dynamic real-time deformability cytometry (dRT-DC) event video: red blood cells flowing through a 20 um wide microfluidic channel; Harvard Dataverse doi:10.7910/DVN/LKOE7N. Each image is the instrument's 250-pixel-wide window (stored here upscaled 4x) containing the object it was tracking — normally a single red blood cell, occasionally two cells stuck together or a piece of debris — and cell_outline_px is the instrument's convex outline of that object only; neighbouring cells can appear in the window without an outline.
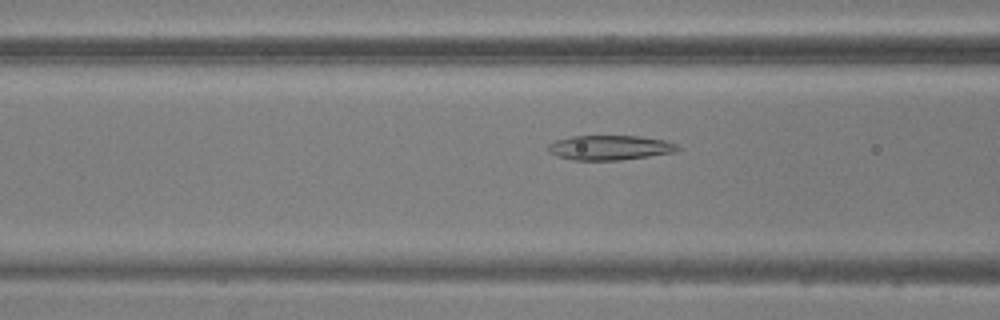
{"species": "common noctule bat (a hibernating species)", "species_latin": "Nyctalus noctula", "temperature_condition": "warm", "stored_images_in_passage": 41, "camera_frame_rate_fps": 3000, "um_per_image_px": 0.085, "animal": {"sex": "male", "body_mass_g": 20.5, "forearm_length_mm": 52.5}, "frame": {"image": 1, "passage_image": 12, "time_ms": 3.667, "image_size_px": [1000, 320], "cell_outline_px": [[680, 148], [676, 152], [620, 160], [572, 160], [548, 152], [548, 144], [556, 140], [572, 136], [640, 136], [664, 140], [676, 144]], "centroid_in_image_um": [51.84, 12.54], "position_along_channel_um": 114.8, "area_um2": 18.55}}
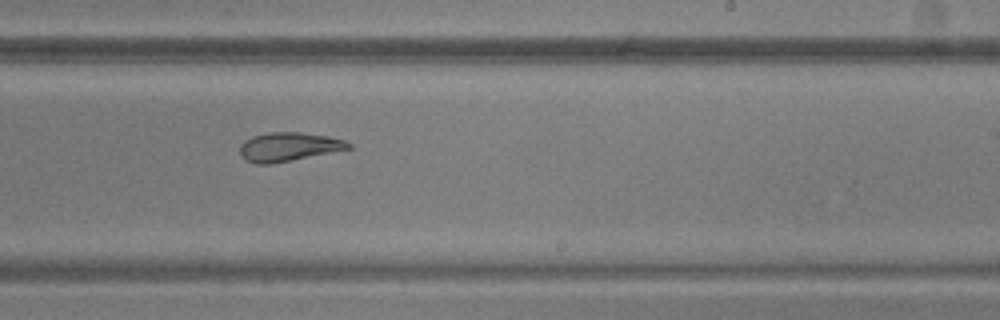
{"frame": {"image": 2, "passage_image": 23, "time_ms": 7.333, "image_size_px": [1000, 320], "cell_outline_px": [[352, 148], [272, 164], [256, 164], [244, 160], [240, 156], [240, 144], [244, 140], [252, 136], [268, 132], [300, 132], [328, 136], [344, 140], [352, 144]], "centroid_in_image_um": [24.49, 12.48], "position_along_channel_um": 264.5, "area_um2": 18.38}}
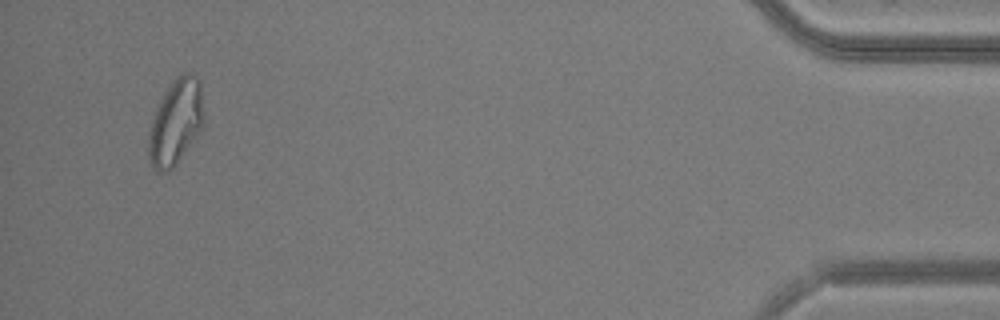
{"frame": {"image": 3, "passage_image": 40, "time_ms": 13.0, "image_size_px": [1000, 320], "cell_outline_px": [[204, 128], [176, 164], [168, 172], [156, 172], [152, 168], [148, 160], [148, 132], [156, 108], [164, 92], [172, 80], [180, 72], [192, 72], [200, 80], [204, 116]], "centroid_in_image_um": [14.94, 10.38], "position_along_channel_um": 420.3, "area_um2": 28.26}}